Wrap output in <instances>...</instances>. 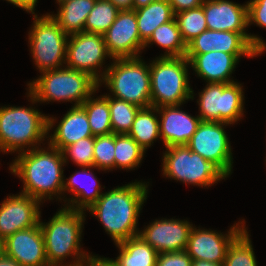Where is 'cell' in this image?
Listing matches in <instances>:
<instances>
[{"label":"cell","mask_w":266,"mask_h":266,"mask_svg":"<svg viewBox=\"0 0 266 266\" xmlns=\"http://www.w3.org/2000/svg\"><path fill=\"white\" fill-rule=\"evenodd\" d=\"M248 26L255 23L256 26L266 28V0H250L247 2Z\"/></svg>","instance_id":"obj_38"},{"label":"cell","mask_w":266,"mask_h":266,"mask_svg":"<svg viewBox=\"0 0 266 266\" xmlns=\"http://www.w3.org/2000/svg\"><path fill=\"white\" fill-rule=\"evenodd\" d=\"M245 221L235 223L227 234L193 226L185 251L193 260L224 264L226 252L233 240L246 228Z\"/></svg>","instance_id":"obj_14"},{"label":"cell","mask_w":266,"mask_h":266,"mask_svg":"<svg viewBox=\"0 0 266 266\" xmlns=\"http://www.w3.org/2000/svg\"><path fill=\"white\" fill-rule=\"evenodd\" d=\"M104 96L108 99L112 132L114 134H128L141 107L114 98L109 94Z\"/></svg>","instance_id":"obj_31"},{"label":"cell","mask_w":266,"mask_h":266,"mask_svg":"<svg viewBox=\"0 0 266 266\" xmlns=\"http://www.w3.org/2000/svg\"><path fill=\"white\" fill-rule=\"evenodd\" d=\"M193 259L185 250L158 253L156 266H192Z\"/></svg>","instance_id":"obj_37"},{"label":"cell","mask_w":266,"mask_h":266,"mask_svg":"<svg viewBox=\"0 0 266 266\" xmlns=\"http://www.w3.org/2000/svg\"><path fill=\"white\" fill-rule=\"evenodd\" d=\"M90 96L82 103L93 136H102L113 133L110 119L108 99L102 95L98 98Z\"/></svg>","instance_id":"obj_29"},{"label":"cell","mask_w":266,"mask_h":266,"mask_svg":"<svg viewBox=\"0 0 266 266\" xmlns=\"http://www.w3.org/2000/svg\"><path fill=\"white\" fill-rule=\"evenodd\" d=\"M229 54H260L240 33L207 29L187 44L186 54L211 51Z\"/></svg>","instance_id":"obj_21"},{"label":"cell","mask_w":266,"mask_h":266,"mask_svg":"<svg viewBox=\"0 0 266 266\" xmlns=\"http://www.w3.org/2000/svg\"><path fill=\"white\" fill-rule=\"evenodd\" d=\"M119 10H132L133 0H109Z\"/></svg>","instance_id":"obj_42"},{"label":"cell","mask_w":266,"mask_h":266,"mask_svg":"<svg viewBox=\"0 0 266 266\" xmlns=\"http://www.w3.org/2000/svg\"><path fill=\"white\" fill-rule=\"evenodd\" d=\"M103 37L112 59L141 57L144 42L138 32L135 10H120Z\"/></svg>","instance_id":"obj_15"},{"label":"cell","mask_w":266,"mask_h":266,"mask_svg":"<svg viewBox=\"0 0 266 266\" xmlns=\"http://www.w3.org/2000/svg\"><path fill=\"white\" fill-rule=\"evenodd\" d=\"M261 54H229L221 51H211L204 54H186L191 67L197 76L206 83H233L230 79L241 56L253 58Z\"/></svg>","instance_id":"obj_19"},{"label":"cell","mask_w":266,"mask_h":266,"mask_svg":"<svg viewBox=\"0 0 266 266\" xmlns=\"http://www.w3.org/2000/svg\"><path fill=\"white\" fill-rule=\"evenodd\" d=\"M148 185L135 181L118 186L102 193L87 210L99 219L115 244L138 236V217L147 199Z\"/></svg>","instance_id":"obj_1"},{"label":"cell","mask_w":266,"mask_h":266,"mask_svg":"<svg viewBox=\"0 0 266 266\" xmlns=\"http://www.w3.org/2000/svg\"><path fill=\"white\" fill-rule=\"evenodd\" d=\"M192 266H223V264L208 262L204 260H193Z\"/></svg>","instance_id":"obj_45"},{"label":"cell","mask_w":266,"mask_h":266,"mask_svg":"<svg viewBox=\"0 0 266 266\" xmlns=\"http://www.w3.org/2000/svg\"><path fill=\"white\" fill-rule=\"evenodd\" d=\"M85 216L84 211L64 206L49 222L39 219L49 266H78L90 255L81 250L80 244ZM67 257L75 260L64 264Z\"/></svg>","instance_id":"obj_3"},{"label":"cell","mask_w":266,"mask_h":266,"mask_svg":"<svg viewBox=\"0 0 266 266\" xmlns=\"http://www.w3.org/2000/svg\"><path fill=\"white\" fill-rule=\"evenodd\" d=\"M66 1H69V0H56L57 4H60V3L66 2Z\"/></svg>","instance_id":"obj_47"},{"label":"cell","mask_w":266,"mask_h":266,"mask_svg":"<svg viewBox=\"0 0 266 266\" xmlns=\"http://www.w3.org/2000/svg\"><path fill=\"white\" fill-rule=\"evenodd\" d=\"M181 105L158 108L160 137L165 147L187 145L201 119L180 110Z\"/></svg>","instance_id":"obj_20"},{"label":"cell","mask_w":266,"mask_h":266,"mask_svg":"<svg viewBox=\"0 0 266 266\" xmlns=\"http://www.w3.org/2000/svg\"><path fill=\"white\" fill-rule=\"evenodd\" d=\"M81 168V171H76L68 179H64L66 181H64L63 194L66 193L65 191H68L72 192L71 195L74 194V196L68 198V200L64 199L63 201L65 203L68 201V203L65 204V207L69 209L86 211L100 198L102 187L95 174L89 169L94 167ZM81 175H84L85 179L87 177L86 181L85 179H82L83 181L80 182L78 176L80 177ZM87 180L89 183L91 182L89 185L86 184ZM83 182H85V184Z\"/></svg>","instance_id":"obj_23"},{"label":"cell","mask_w":266,"mask_h":266,"mask_svg":"<svg viewBox=\"0 0 266 266\" xmlns=\"http://www.w3.org/2000/svg\"><path fill=\"white\" fill-rule=\"evenodd\" d=\"M158 108L150 106L141 108L132 124L128 135L131 136L145 151L160 137Z\"/></svg>","instance_id":"obj_28"},{"label":"cell","mask_w":266,"mask_h":266,"mask_svg":"<svg viewBox=\"0 0 266 266\" xmlns=\"http://www.w3.org/2000/svg\"><path fill=\"white\" fill-rule=\"evenodd\" d=\"M175 19L186 44L208 29L202 6L175 13Z\"/></svg>","instance_id":"obj_34"},{"label":"cell","mask_w":266,"mask_h":266,"mask_svg":"<svg viewBox=\"0 0 266 266\" xmlns=\"http://www.w3.org/2000/svg\"><path fill=\"white\" fill-rule=\"evenodd\" d=\"M156 43L165 48L162 57H184L187 51V44L182 38L175 17L160 26H158L144 43V48Z\"/></svg>","instance_id":"obj_27"},{"label":"cell","mask_w":266,"mask_h":266,"mask_svg":"<svg viewBox=\"0 0 266 266\" xmlns=\"http://www.w3.org/2000/svg\"><path fill=\"white\" fill-rule=\"evenodd\" d=\"M4 247L5 255L21 266H49L44 236L39 223L7 237Z\"/></svg>","instance_id":"obj_18"},{"label":"cell","mask_w":266,"mask_h":266,"mask_svg":"<svg viewBox=\"0 0 266 266\" xmlns=\"http://www.w3.org/2000/svg\"><path fill=\"white\" fill-rule=\"evenodd\" d=\"M153 1H155V0H133L132 10H136V9L145 7Z\"/></svg>","instance_id":"obj_44"},{"label":"cell","mask_w":266,"mask_h":266,"mask_svg":"<svg viewBox=\"0 0 266 266\" xmlns=\"http://www.w3.org/2000/svg\"><path fill=\"white\" fill-rule=\"evenodd\" d=\"M94 143L95 136H91L64 147L61 150L64 162L70 157L80 167H94Z\"/></svg>","instance_id":"obj_35"},{"label":"cell","mask_w":266,"mask_h":266,"mask_svg":"<svg viewBox=\"0 0 266 266\" xmlns=\"http://www.w3.org/2000/svg\"><path fill=\"white\" fill-rule=\"evenodd\" d=\"M47 135L48 116L39 110L16 106L0 108V152L20 153L37 148Z\"/></svg>","instance_id":"obj_5"},{"label":"cell","mask_w":266,"mask_h":266,"mask_svg":"<svg viewBox=\"0 0 266 266\" xmlns=\"http://www.w3.org/2000/svg\"><path fill=\"white\" fill-rule=\"evenodd\" d=\"M162 161L163 175L171 180L209 187L227 178L215 165L192 152L187 145L166 147Z\"/></svg>","instance_id":"obj_9"},{"label":"cell","mask_w":266,"mask_h":266,"mask_svg":"<svg viewBox=\"0 0 266 266\" xmlns=\"http://www.w3.org/2000/svg\"><path fill=\"white\" fill-rule=\"evenodd\" d=\"M4 243H5V240L0 236V257L5 255Z\"/></svg>","instance_id":"obj_46"},{"label":"cell","mask_w":266,"mask_h":266,"mask_svg":"<svg viewBox=\"0 0 266 266\" xmlns=\"http://www.w3.org/2000/svg\"><path fill=\"white\" fill-rule=\"evenodd\" d=\"M55 123L56 117L51 118V116H48V144L60 151L80 139L93 136L87 114L81 105L72 106L56 125L57 128L54 133L49 136L50 130L53 129L52 127Z\"/></svg>","instance_id":"obj_22"},{"label":"cell","mask_w":266,"mask_h":266,"mask_svg":"<svg viewBox=\"0 0 266 266\" xmlns=\"http://www.w3.org/2000/svg\"><path fill=\"white\" fill-rule=\"evenodd\" d=\"M247 228L229 245L223 266H257Z\"/></svg>","instance_id":"obj_33"},{"label":"cell","mask_w":266,"mask_h":266,"mask_svg":"<svg viewBox=\"0 0 266 266\" xmlns=\"http://www.w3.org/2000/svg\"><path fill=\"white\" fill-rule=\"evenodd\" d=\"M0 266H21L17 261L6 255L0 257Z\"/></svg>","instance_id":"obj_43"},{"label":"cell","mask_w":266,"mask_h":266,"mask_svg":"<svg viewBox=\"0 0 266 266\" xmlns=\"http://www.w3.org/2000/svg\"><path fill=\"white\" fill-rule=\"evenodd\" d=\"M202 7L209 30L238 32L260 54L266 51V42L261 37L246 32L247 3L241 5L230 0H204Z\"/></svg>","instance_id":"obj_13"},{"label":"cell","mask_w":266,"mask_h":266,"mask_svg":"<svg viewBox=\"0 0 266 266\" xmlns=\"http://www.w3.org/2000/svg\"><path fill=\"white\" fill-rule=\"evenodd\" d=\"M115 134L95 136L94 168L99 170L114 169Z\"/></svg>","instance_id":"obj_36"},{"label":"cell","mask_w":266,"mask_h":266,"mask_svg":"<svg viewBox=\"0 0 266 266\" xmlns=\"http://www.w3.org/2000/svg\"><path fill=\"white\" fill-rule=\"evenodd\" d=\"M41 75L28 83V96L32 104L37 102L49 103L75 102L74 106L82 103L99 89V83L89 74L66 66L59 69L45 70Z\"/></svg>","instance_id":"obj_4"},{"label":"cell","mask_w":266,"mask_h":266,"mask_svg":"<svg viewBox=\"0 0 266 266\" xmlns=\"http://www.w3.org/2000/svg\"><path fill=\"white\" fill-rule=\"evenodd\" d=\"M96 0H69L59 4L57 14H50L69 36L84 31L85 21Z\"/></svg>","instance_id":"obj_24"},{"label":"cell","mask_w":266,"mask_h":266,"mask_svg":"<svg viewBox=\"0 0 266 266\" xmlns=\"http://www.w3.org/2000/svg\"><path fill=\"white\" fill-rule=\"evenodd\" d=\"M41 202L20 192L10 195L0 204V236L5 240L17 231L39 223Z\"/></svg>","instance_id":"obj_16"},{"label":"cell","mask_w":266,"mask_h":266,"mask_svg":"<svg viewBox=\"0 0 266 266\" xmlns=\"http://www.w3.org/2000/svg\"><path fill=\"white\" fill-rule=\"evenodd\" d=\"M78 266H114V264L112 259L90 254Z\"/></svg>","instance_id":"obj_40"},{"label":"cell","mask_w":266,"mask_h":266,"mask_svg":"<svg viewBox=\"0 0 266 266\" xmlns=\"http://www.w3.org/2000/svg\"><path fill=\"white\" fill-rule=\"evenodd\" d=\"M242 85L233 83H207L199 92L201 121H217L234 124L243 117L244 94Z\"/></svg>","instance_id":"obj_10"},{"label":"cell","mask_w":266,"mask_h":266,"mask_svg":"<svg viewBox=\"0 0 266 266\" xmlns=\"http://www.w3.org/2000/svg\"><path fill=\"white\" fill-rule=\"evenodd\" d=\"M6 1L34 15L35 14L34 9L38 0H6Z\"/></svg>","instance_id":"obj_41"},{"label":"cell","mask_w":266,"mask_h":266,"mask_svg":"<svg viewBox=\"0 0 266 266\" xmlns=\"http://www.w3.org/2000/svg\"><path fill=\"white\" fill-rule=\"evenodd\" d=\"M33 26L28 33V43L33 57V62L40 72L59 69L66 61V46L68 35L50 13L38 17L33 16ZM62 66V67H61Z\"/></svg>","instance_id":"obj_8"},{"label":"cell","mask_w":266,"mask_h":266,"mask_svg":"<svg viewBox=\"0 0 266 266\" xmlns=\"http://www.w3.org/2000/svg\"><path fill=\"white\" fill-rule=\"evenodd\" d=\"M193 224L187 220H155L140 230V236L158 253L185 250Z\"/></svg>","instance_id":"obj_17"},{"label":"cell","mask_w":266,"mask_h":266,"mask_svg":"<svg viewBox=\"0 0 266 266\" xmlns=\"http://www.w3.org/2000/svg\"><path fill=\"white\" fill-rule=\"evenodd\" d=\"M145 63L140 57L113 59V63L103 69L104 77L99 86L104 83L114 98L141 108L150 107V64Z\"/></svg>","instance_id":"obj_6"},{"label":"cell","mask_w":266,"mask_h":266,"mask_svg":"<svg viewBox=\"0 0 266 266\" xmlns=\"http://www.w3.org/2000/svg\"><path fill=\"white\" fill-rule=\"evenodd\" d=\"M115 245L120 252L117 258L112 260L114 266H156L158 252L140 236Z\"/></svg>","instance_id":"obj_25"},{"label":"cell","mask_w":266,"mask_h":266,"mask_svg":"<svg viewBox=\"0 0 266 266\" xmlns=\"http://www.w3.org/2000/svg\"><path fill=\"white\" fill-rule=\"evenodd\" d=\"M9 169L23 181V194L39 200H62L65 166L62 152L48 144V148H33L18 153ZM61 194V195H60ZM61 196V197H59Z\"/></svg>","instance_id":"obj_2"},{"label":"cell","mask_w":266,"mask_h":266,"mask_svg":"<svg viewBox=\"0 0 266 266\" xmlns=\"http://www.w3.org/2000/svg\"><path fill=\"white\" fill-rule=\"evenodd\" d=\"M119 11L109 0H96L86 18L84 31L103 35L114 23Z\"/></svg>","instance_id":"obj_32"},{"label":"cell","mask_w":266,"mask_h":266,"mask_svg":"<svg viewBox=\"0 0 266 266\" xmlns=\"http://www.w3.org/2000/svg\"><path fill=\"white\" fill-rule=\"evenodd\" d=\"M109 55L101 34L82 31L69 35L66 46V67L89 74L98 83L104 77L100 68Z\"/></svg>","instance_id":"obj_12"},{"label":"cell","mask_w":266,"mask_h":266,"mask_svg":"<svg viewBox=\"0 0 266 266\" xmlns=\"http://www.w3.org/2000/svg\"><path fill=\"white\" fill-rule=\"evenodd\" d=\"M168 1L175 14L183 10L200 7L202 6L204 0H168Z\"/></svg>","instance_id":"obj_39"},{"label":"cell","mask_w":266,"mask_h":266,"mask_svg":"<svg viewBox=\"0 0 266 266\" xmlns=\"http://www.w3.org/2000/svg\"><path fill=\"white\" fill-rule=\"evenodd\" d=\"M135 14L138 32L144 43L158 26L171 21L175 17L168 0H155L145 7L136 9Z\"/></svg>","instance_id":"obj_26"},{"label":"cell","mask_w":266,"mask_h":266,"mask_svg":"<svg viewBox=\"0 0 266 266\" xmlns=\"http://www.w3.org/2000/svg\"><path fill=\"white\" fill-rule=\"evenodd\" d=\"M145 150L128 134H115L114 169L132 170L139 167Z\"/></svg>","instance_id":"obj_30"},{"label":"cell","mask_w":266,"mask_h":266,"mask_svg":"<svg viewBox=\"0 0 266 266\" xmlns=\"http://www.w3.org/2000/svg\"><path fill=\"white\" fill-rule=\"evenodd\" d=\"M187 58L159 56L150 63L151 106L182 105L194 99Z\"/></svg>","instance_id":"obj_7"},{"label":"cell","mask_w":266,"mask_h":266,"mask_svg":"<svg viewBox=\"0 0 266 266\" xmlns=\"http://www.w3.org/2000/svg\"><path fill=\"white\" fill-rule=\"evenodd\" d=\"M225 122L201 121L187 147L215 165L226 177L232 173L233 156ZM225 127V128H224Z\"/></svg>","instance_id":"obj_11"}]
</instances>
